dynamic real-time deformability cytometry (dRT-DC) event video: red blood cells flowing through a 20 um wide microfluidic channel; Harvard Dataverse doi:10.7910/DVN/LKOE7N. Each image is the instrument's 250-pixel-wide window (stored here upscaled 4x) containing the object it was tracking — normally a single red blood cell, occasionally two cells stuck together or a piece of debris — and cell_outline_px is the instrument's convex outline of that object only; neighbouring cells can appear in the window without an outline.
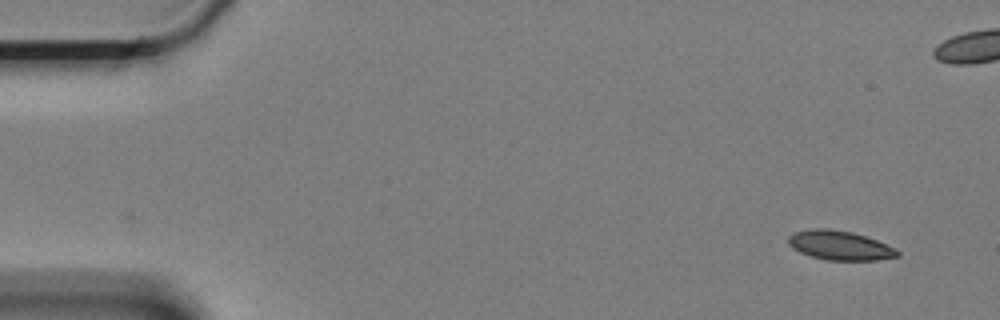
{"species": "Egyptian fruit bat (a non-hibernating species)", "species_latin": "Rousettus aegyptiacus", "temperature_condition": "cold", "stored_images_in_passage": 58, "camera_frame_rate_fps": 3000, "um_per_image_px": 0.085, "animal": {"sex": "female"}, "frame": {"image": 1, "passage_image": 1, "time_ms": 0.0, "image_size_px": [1000, 320], "cell_outline_px": [[900, 256], [876, 260], [824, 260], [800, 252], [792, 248], [788, 244], [788, 236], [792, 232], [812, 228], [824, 228], [852, 232], [876, 240], [896, 248], [900, 252]], "centroid_in_image_um": [71.36, 20.86], "position_along_channel_um": 13.6, "area_um2": 18.67}}
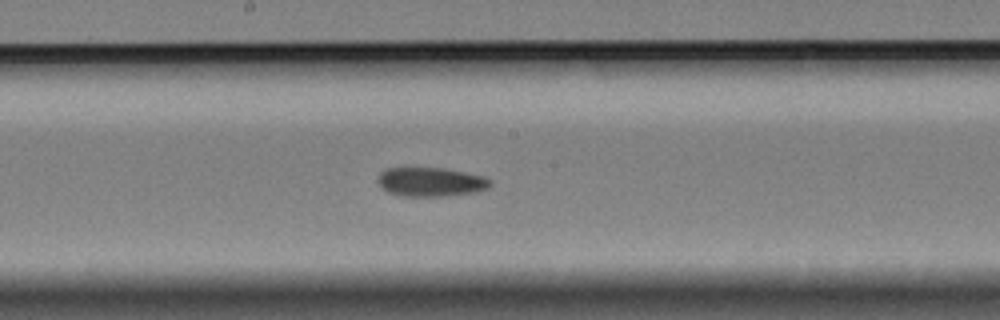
{"frame": {"image": 2, "passage_image": 29, "time_ms": 9.333, "image_size_px": [1000, 320], "cell_outline_px": [[492, 184], [488, 188], [476, 192], [444, 196], [404, 196], [388, 192], [380, 188], [376, 180], [380, 172], [384, 168], [444, 168], [484, 176], [492, 180]], "centroid_in_image_um": [36.59, 15.46], "position_along_channel_um": 211.6, "area_um2": 19.25}}
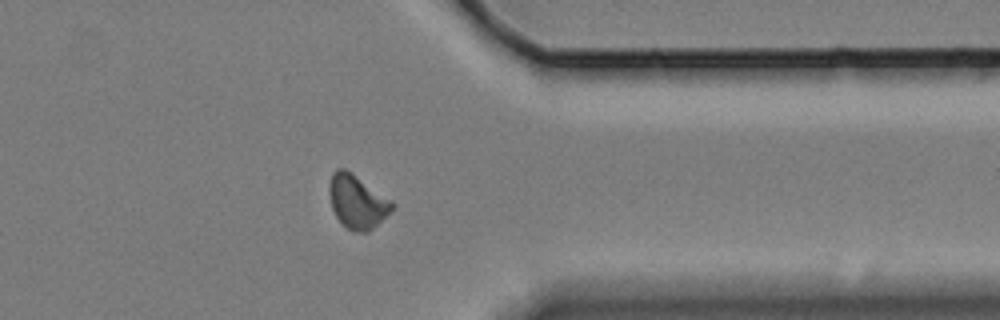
{"frame": {"image": 3, "passage_image": 45, "time_ms": 14.667, "image_size_px": [1000, 320], "cell_outline_px": [[396, 204], [368, 232], [352, 232], [336, 216], [332, 208], [328, 192], [328, 188], [332, 172], [336, 168], [344, 168], [352, 172], [392, 200]], "centroid_in_image_um": [30.33, 17.1], "position_along_channel_um": 381.1, "area_um2": 19.48}, "authors_computed_cell_mechanics": {"area_um2": 19.0162, "velocity_mm_per_s": 3.3173, "shape_relaxation_time_tau1_ms": null, "shape_relaxation_time_tau2_ms": 6.5023, "deformation_change_tau1": null, "deformation_change_tau2": 0.1048}}